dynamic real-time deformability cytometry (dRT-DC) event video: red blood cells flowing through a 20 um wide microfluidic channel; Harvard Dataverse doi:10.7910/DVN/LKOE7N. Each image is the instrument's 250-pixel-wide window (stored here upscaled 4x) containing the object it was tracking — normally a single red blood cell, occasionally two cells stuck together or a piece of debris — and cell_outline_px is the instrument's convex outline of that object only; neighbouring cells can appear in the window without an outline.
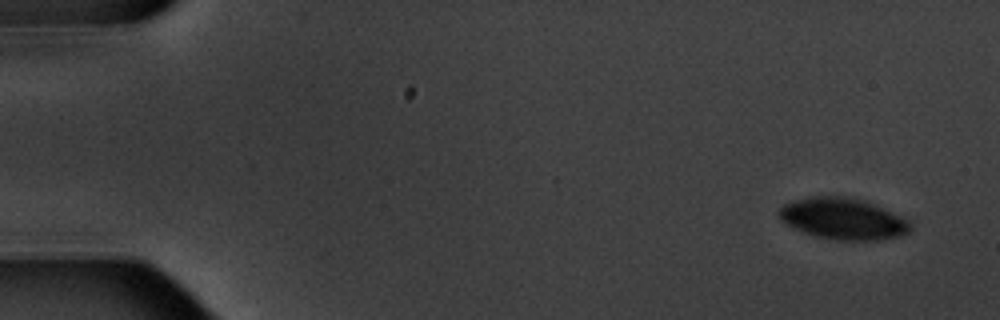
{"species": "common noctule bat (a hibernating species)", "species_latin": "Nyctalus noctula", "temperature_condition": "warm", "stored_images_in_passage": 4, "camera_frame_rate_fps": 3000, "um_per_image_px": 0.085, "animal": {"sex": "male", "body_mass_g": 20.1, "forearm_length_mm": 53.5}, "frame": {"image": 1, "passage_image": 1, "time_ms": 0.0, "image_size_px": [1000, 320], "cell_outline_px": [[912, 228], [908, 232], [900, 236], [876, 240], [836, 240], [816, 236], [804, 232], [780, 220], [776, 216], [776, 212], [784, 204], [792, 200], [808, 196], [852, 196], [868, 200], [908, 220], [912, 224]], "centroid_in_image_um": [71.64, 18.56], "position_along_channel_um": 13.4, "area_um2": 32.08}}